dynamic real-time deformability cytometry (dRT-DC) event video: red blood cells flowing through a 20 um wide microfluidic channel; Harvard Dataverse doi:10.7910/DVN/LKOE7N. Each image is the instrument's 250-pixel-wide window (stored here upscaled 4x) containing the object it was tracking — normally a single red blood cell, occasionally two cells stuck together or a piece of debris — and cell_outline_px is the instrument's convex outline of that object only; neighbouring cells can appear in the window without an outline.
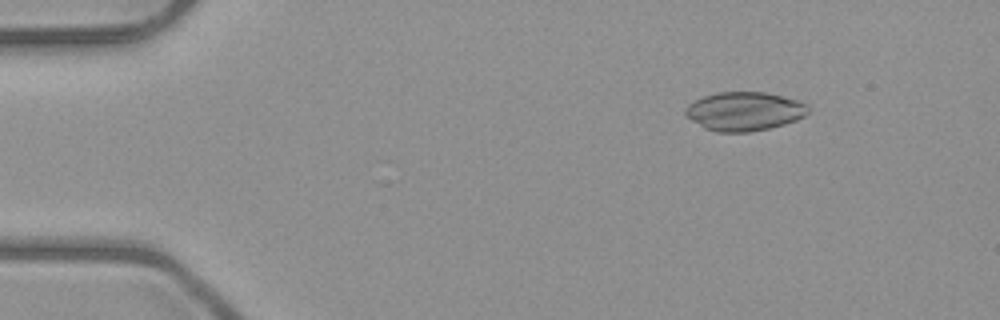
{"species": "common noctule bat (a hibernating species)", "species_latin": "Nyctalus noctula", "temperature_condition": "room temperature", "stored_images_in_passage": 4, "segment_of_instrument_passage": [1, 2], "camera_frame_rate_fps": 3000, "um_per_image_px": 0.085, "animal": {"sex": "male", "body_mass_g": 23.1, "forearm_length_mm": 52.7}, "frame": {"image": 1, "passage_image": 1, "time_ms": 0.0, "image_size_px": [1000, 320], "cell_outline_px": [[808, 112], [804, 116], [796, 120], [784, 124], [768, 128], [748, 132], [716, 132], [704, 128], [692, 120], [684, 112], [684, 108], [688, 104], [704, 96], [720, 92], [764, 92], [800, 100], [808, 104]], "centroid_in_image_um": [63.28, 9.46], "position_along_channel_um": 21.7, "area_um2": 27.69}}